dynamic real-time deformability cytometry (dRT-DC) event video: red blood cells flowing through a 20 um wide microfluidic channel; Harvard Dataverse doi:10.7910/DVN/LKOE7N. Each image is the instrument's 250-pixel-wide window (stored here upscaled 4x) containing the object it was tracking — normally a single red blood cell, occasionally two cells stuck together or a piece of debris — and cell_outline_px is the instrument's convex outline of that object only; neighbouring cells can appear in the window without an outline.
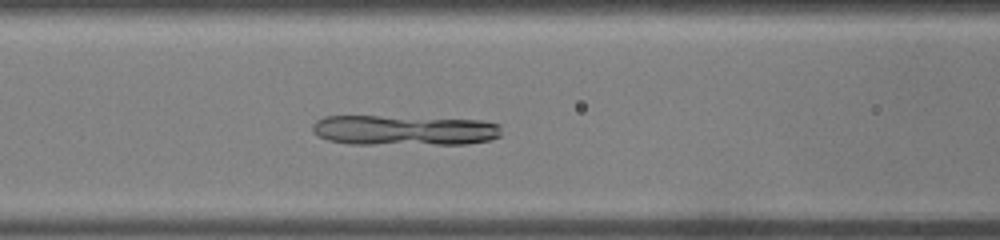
{"species": "common noctule bat (a hibernating species)", "species_latin": "Nyctalus noctula", "temperature_condition": "warm", "stored_images_in_passage": 27, "camera_frame_rate_fps": 3000, "um_per_image_px": 0.085, "animal": {"sex": "male", "body_mass_g": 19.0, "forearm_length_mm": 50.8}, "frame": {"image": 1, "passage_image": 6, "time_ms": 1.667, "image_size_px": [1000, 240], "cell_outline_px": [[500, 136], [492, 140], [468, 144], [352, 144], [328, 140], [312, 132], [312, 124], [316, 120], [324, 116], [376, 116], [484, 120], [500, 124]], "centroid_in_image_um": [34.38, 11.07], "position_along_channel_um": 132.2, "area_um2": 33.52}}
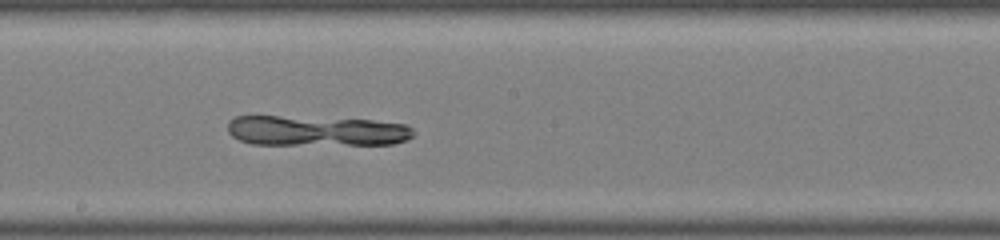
{"frame": {"image": 2, "passage_image": 11, "time_ms": 3.333, "image_size_px": [1000, 240], "cell_outline_px": [[416, 132], [412, 136], [404, 140], [392, 144], [252, 144], [240, 140], [232, 136], [228, 132], [228, 120], [236, 116], [276, 116], [372, 120], [408, 124]], "centroid_in_image_um": [26.88, 11.11], "position_along_channel_um": 221.3, "area_um2": 32.66}}
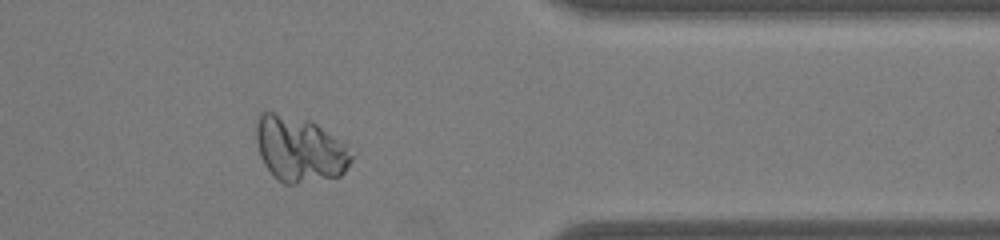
{"frame": {"image": 3, "passage_image": 21, "time_ms": 6.667, "image_size_px": [1000, 240], "cell_outline_px": [[352, 160], [344, 172], [340, 176], [296, 184], [284, 184], [276, 180], [264, 164], [260, 156], [256, 140], [256, 120], [260, 112], [272, 112], [312, 120], [344, 140], [348, 144], [352, 156]], "centroid_in_image_um": [25.48, 12.67], "position_along_channel_um": 385.9, "area_um2": 37.05}}